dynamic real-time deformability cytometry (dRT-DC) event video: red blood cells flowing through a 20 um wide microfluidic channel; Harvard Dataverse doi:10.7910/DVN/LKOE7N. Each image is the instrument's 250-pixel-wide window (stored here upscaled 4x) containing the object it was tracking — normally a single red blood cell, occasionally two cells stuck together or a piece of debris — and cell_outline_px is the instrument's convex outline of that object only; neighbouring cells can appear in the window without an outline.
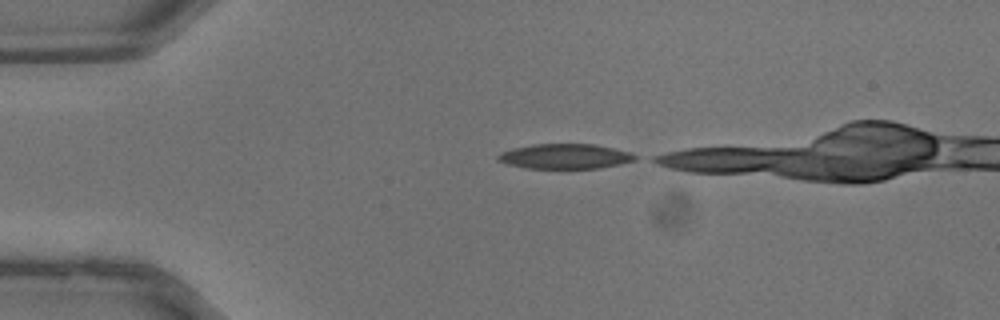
{"species": "common noctule bat (a hibernating species)", "species_latin": "Nyctalus noctula", "temperature_condition": "warm", "stored_images_in_passage": 14, "camera_frame_rate_fps": 3000, "um_per_image_px": 0.085, "animal": {"sex": "male", "body_mass_g": 13.3}, "frame": {"image": 1, "passage_image": 1, "time_ms": 0.0, "image_size_px": [1000, 320], "cell_outline_px": [[636, 160], [620, 164], [600, 168], [524, 168], [508, 164], [496, 160], [496, 156], [500, 152], [512, 148], [532, 144], [596, 144], [628, 152], [636, 156]], "centroid_in_image_um": [47.97, 13.29], "position_along_channel_um": 37.0, "area_um2": 19.94}}
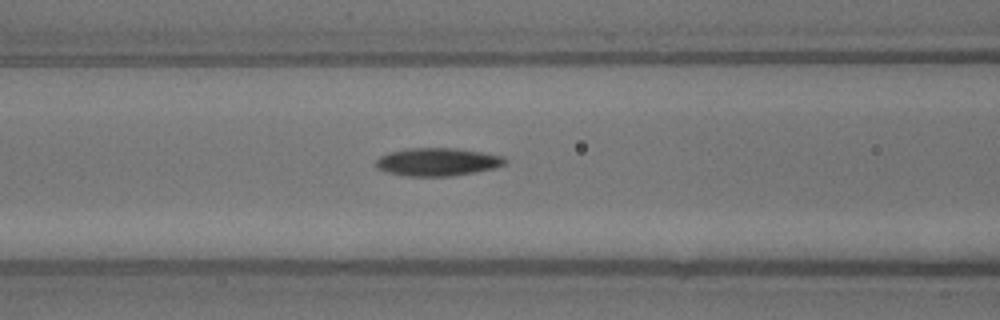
{"frame": {"image": 2, "passage_image": 8, "time_ms": 2.333, "image_size_px": [1000, 320], "cell_outline_px": [[508, 160], [504, 164], [496, 168], [448, 176], [408, 176], [388, 172], [376, 168], [376, 160], [380, 156], [388, 152], [408, 148], [456, 148], [504, 156]], "centroid_in_image_um": [37.18, 13.75], "position_along_channel_um": 129.4, "area_um2": 20.92}}
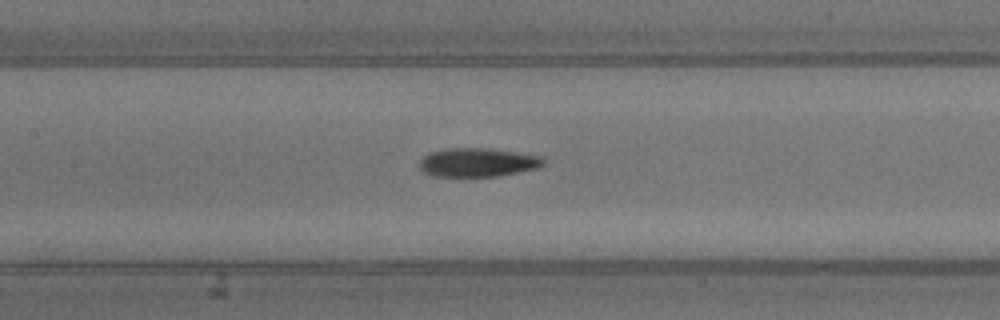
{"frame": {"image": 3, "passage_image": 10, "time_ms": 3.0, "image_size_px": [1000, 320], "cell_outline_px": [[544, 164], [536, 168], [496, 176], [436, 176], [424, 172], [420, 168], [420, 160], [424, 156], [432, 152], [448, 148], [484, 148], [516, 152], [540, 156], [544, 160]], "centroid_in_image_um": [40.59, 13.8], "position_along_channel_um": 166.8, "area_um2": 20.35}}